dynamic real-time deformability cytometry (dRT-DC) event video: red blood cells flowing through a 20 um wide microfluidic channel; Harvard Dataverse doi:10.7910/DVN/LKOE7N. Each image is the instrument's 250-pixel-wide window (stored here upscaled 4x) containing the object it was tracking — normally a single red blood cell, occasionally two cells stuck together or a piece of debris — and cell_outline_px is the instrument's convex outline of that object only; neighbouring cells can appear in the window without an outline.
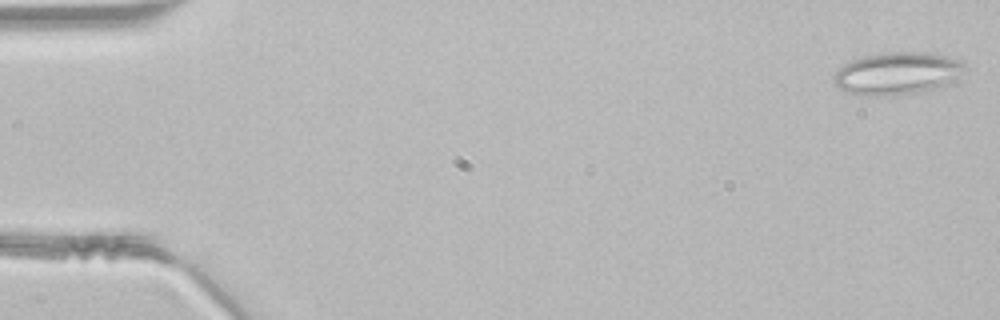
{"species": "common noctule bat (a hibernating species)", "species_latin": "Nyctalus noctula", "temperature_condition": "room temperature", "stored_images_in_passage": 46, "segment_of_instrument_passage": [1, 2], "camera_frame_rate_fps": 3000, "um_per_image_px": 0.085, "animal": {"sex": "male", "body_mass_g": 21.5, "forearm_length_mm": 52.0}, "frame": {"image": 1, "passage_image": 1, "time_ms": 0.0, "image_size_px": [1000, 320], "cell_outline_px": [[968, 68], [948, 80], [932, 88], [916, 92], [884, 96], [860, 96], [836, 88], [832, 80], [832, 76], [844, 64], [852, 60], [864, 56], [888, 52], [936, 52], [964, 60]], "centroid_in_image_um": [76.21, 6.21], "position_along_channel_um": 8.8, "area_um2": 32.31}}
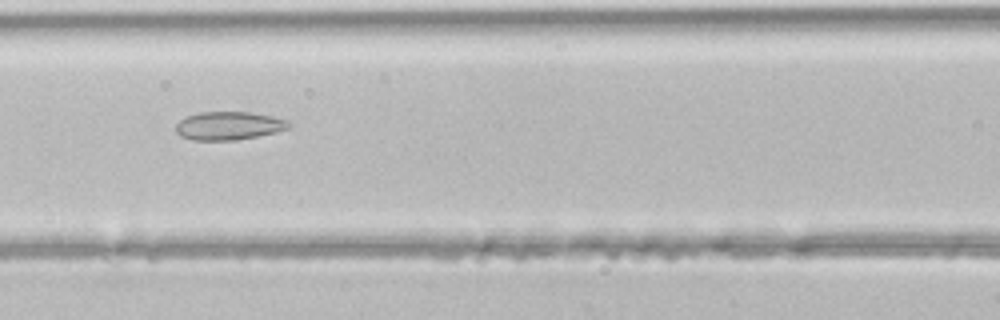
{"frame": {"image": 2, "passage_image": 20, "time_ms": 6.333, "image_size_px": [1000, 320], "cell_outline_px": [[292, 124], [288, 128], [276, 132], [236, 140], [192, 140], [180, 136], [176, 132], [176, 124], [184, 116], [200, 112], [248, 112], [272, 116], [288, 120]], "centroid_in_image_um": [19.42, 10.68], "position_along_channel_um": 147.2, "area_um2": 18.67}}
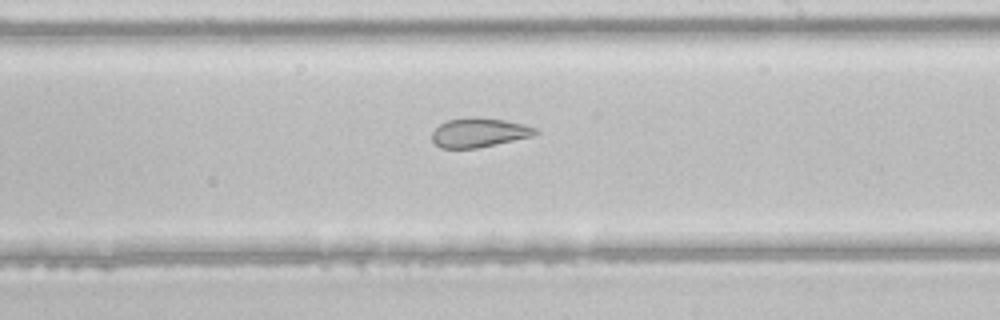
{"frame": {"image": 3, "passage_image": 27, "time_ms": 8.667, "image_size_px": [1000, 320], "cell_outline_px": [[540, 132], [532, 136], [476, 148], [440, 148], [432, 140], [432, 132], [440, 124], [448, 120], [476, 116], [504, 120], [524, 124], [536, 128]], "centroid_in_image_um": [40.72, 11.26], "position_along_channel_um": 248.3, "area_um2": 17.51}}